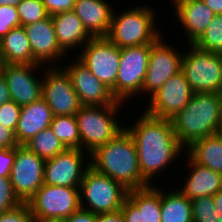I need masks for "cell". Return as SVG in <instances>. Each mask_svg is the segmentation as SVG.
<instances>
[{
	"label": "cell",
	"mask_w": 222,
	"mask_h": 222,
	"mask_svg": "<svg viewBox=\"0 0 222 222\" xmlns=\"http://www.w3.org/2000/svg\"><path fill=\"white\" fill-rule=\"evenodd\" d=\"M139 118L136 124L124 129L134 140L140 172L152 185L150 180L178 159L186 148L176 137L171 120L154 117L147 112H143Z\"/></svg>",
	"instance_id": "1"
},
{
	"label": "cell",
	"mask_w": 222,
	"mask_h": 222,
	"mask_svg": "<svg viewBox=\"0 0 222 222\" xmlns=\"http://www.w3.org/2000/svg\"><path fill=\"white\" fill-rule=\"evenodd\" d=\"M90 166L128 190L151 186L142 176L132 136L124 129L90 154Z\"/></svg>",
	"instance_id": "2"
},
{
	"label": "cell",
	"mask_w": 222,
	"mask_h": 222,
	"mask_svg": "<svg viewBox=\"0 0 222 222\" xmlns=\"http://www.w3.org/2000/svg\"><path fill=\"white\" fill-rule=\"evenodd\" d=\"M222 94L193 93L188 104L171 121L176 137L185 148L216 133Z\"/></svg>",
	"instance_id": "3"
},
{
	"label": "cell",
	"mask_w": 222,
	"mask_h": 222,
	"mask_svg": "<svg viewBox=\"0 0 222 222\" xmlns=\"http://www.w3.org/2000/svg\"><path fill=\"white\" fill-rule=\"evenodd\" d=\"M146 6L126 9L120 15L113 10L106 38L118 48L153 44L162 33L156 28L154 10Z\"/></svg>",
	"instance_id": "4"
},
{
	"label": "cell",
	"mask_w": 222,
	"mask_h": 222,
	"mask_svg": "<svg viewBox=\"0 0 222 222\" xmlns=\"http://www.w3.org/2000/svg\"><path fill=\"white\" fill-rule=\"evenodd\" d=\"M120 105L124 104L82 106L79 109L75 116L81 150L91 154L124 130L125 127L116 120Z\"/></svg>",
	"instance_id": "5"
},
{
	"label": "cell",
	"mask_w": 222,
	"mask_h": 222,
	"mask_svg": "<svg viewBox=\"0 0 222 222\" xmlns=\"http://www.w3.org/2000/svg\"><path fill=\"white\" fill-rule=\"evenodd\" d=\"M79 190L81 208L96 215L120 210L129 191L91 166L85 172Z\"/></svg>",
	"instance_id": "6"
},
{
	"label": "cell",
	"mask_w": 222,
	"mask_h": 222,
	"mask_svg": "<svg viewBox=\"0 0 222 222\" xmlns=\"http://www.w3.org/2000/svg\"><path fill=\"white\" fill-rule=\"evenodd\" d=\"M189 46V53L183 52L181 70L192 92L222 94V54Z\"/></svg>",
	"instance_id": "7"
},
{
	"label": "cell",
	"mask_w": 222,
	"mask_h": 222,
	"mask_svg": "<svg viewBox=\"0 0 222 222\" xmlns=\"http://www.w3.org/2000/svg\"><path fill=\"white\" fill-rule=\"evenodd\" d=\"M152 44L120 48V62L113 97L122 103L142 93Z\"/></svg>",
	"instance_id": "8"
},
{
	"label": "cell",
	"mask_w": 222,
	"mask_h": 222,
	"mask_svg": "<svg viewBox=\"0 0 222 222\" xmlns=\"http://www.w3.org/2000/svg\"><path fill=\"white\" fill-rule=\"evenodd\" d=\"M33 218L64 220L81 208L76 187L43 184L27 202Z\"/></svg>",
	"instance_id": "9"
},
{
	"label": "cell",
	"mask_w": 222,
	"mask_h": 222,
	"mask_svg": "<svg viewBox=\"0 0 222 222\" xmlns=\"http://www.w3.org/2000/svg\"><path fill=\"white\" fill-rule=\"evenodd\" d=\"M83 47L77 58L112 90L119 68L120 48L106 37H92Z\"/></svg>",
	"instance_id": "10"
},
{
	"label": "cell",
	"mask_w": 222,
	"mask_h": 222,
	"mask_svg": "<svg viewBox=\"0 0 222 222\" xmlns=\"http://www.w3.org/2000/svg\"><path fill=\"white\" fill-rule=\"evenodd\" d=\"M52 66L48 64L49 69L42 76V98L49 105L53 116L75 115L82 104L71 79L62 67L57 64L56 67Z\"/></svg>",
	"instance_id": "11"
},
{
	"label": "cell",
	"mask_w": 222,
	"mask_h": 222,
	"mask_svg": "<svg viewBox=\"0 0 222 222\" xmlns=\"http://www.w3.org/2000/svg\"><path fill=\"white\" fill-rule=\"evenodd\" d=\"M45 160L30 151L25 145L16 147L10 181L15 195L22 203L28 200L44 184Z\"/></svg>",
	"instance_id": "12"
},
{
	"label": "cell",
	"mask_w": 222,
	"mask_h": 222,
	"mask_svg": "<svg viewBox=\"0 0 222 222\" xmlns=\"http://www.w3.org/2000/svg\"><path fill=\"white\" fill-rule=\"evenodd\" d=\"M192 95L190 85L180 70L151 95L145 112L154 117L171 120L188 104Z\"/></svg>",
	"instance_id": "13"
},
{
	"label": "cell",
	"mask_w": 222,
	"mask_h": 222,
	"mask_svg": "<svg viewBox=\"0 0 222 222\" xmlns=\"http://www.w3.org/2000/svg\"><path fill=\"white\" fill-rule=\"evenodd\" d=\"M84 152L81 149H66L52 159L45 160L44 183L53 186L80 188L84 174L91 165L90 160L85 164V154H87L88 159H90V154Z\"/></svg>",
	"instance_id": "14"
},
{
	"label": "cell",
	"mask_w": 222,
	"mask_h": 222,
	"mask_svg": "<svg viewBox=\"0 0 222 222\" xmlns=\"http://www.w3.org/2000/svg\"><path fill=\"white\" fill-rule=\"evenodd\" d=\"M160 36L150 48L147 74L143 83L142 92L152 95L174 74L181 70L183 52H178L164 44Z\"/></svg>",
	"instance_id": "15"
},
{
	"label": "cell",
	"mask_w": 222,
	"mask_h": 222,
	"mask_svg": "<svg viewBox=\"0 0 222 222\" xmlns=\"http://www.w3.org/2000/svg\"><path fill=\"white\" fill-rule=\"evenodd\" d=\"M42 66L3 63L1 74L6 80L11 99L21 107L42 97V79L34 75Z\"/></svg>",
	"instance_id": "16"
},
{
	"label": "cell",
	"mask_w": 222,
	"mask_h": 222,
	"mask_svg": "<svg viewBox=\"0 0 222 222\" xmlns=\"http://www.w3.org/2000/svg\"><path fill=\"white\" fill-rule=\"evenodd\" d=\"M65 66L64 70L69 75L75 92L82 106L124 104L117 101L111 90L101 82L91 71L79 60Z\"/></svg>",
	"instance_id": "17"
},
{
	"label": "cell",
	"mask_w": 222,
	"mask_h": 222,
	"mask_svg": "<svg viewBox=\"0 0 222 222\" xmlns=\"http://www.w3.org/2000/svg\"><path fill=\"white\" fill-rule=\"evenodd\" d=\"M23 27L33 52L34 64L45 67V64L67 55L57 43L51 16Z\"/></svg>",
	"instance_id": "18"
},
{
	"label": "cell",
	"mask_w": 222,
	"mask_h": 222,
	"mask_svg": "<svg viewBox=\"0 0 222 222\" xmlns=\"http://www.w3.org/2000/svg\"><path fill=\"white\" fill-rule=\"evenodd\" d=\"M52 118V111L42 97L29 105L22 106L15 130L18 145H25L39 132L49 128Z\"/></svg>",
	"instance_id": "19"
},
{
	"label": "cell",
	"mask_w": 222,
	"mask_h": 222,
	"mask_svg": "<svg viewBox=\"0 0 222 222\" xmlns=\"http://www.w3.org/2000/svg\"><path fill=\"white\" fill-rule=\"evenodd\" d=\"M114 8L106 0H76L73 10L92 37H106Z\"/></svg>",
	"instance_id": "20"
},
{
	"label": "cell",
	"mask_w": 222,
	"mask_h": 222,
	"mask_svg": "<svg viewBox=\"0 0 222 222\" xmlns=\"http://www.w3.org/2000/svg\"><path fill=\"white\" fill-rule=\"evenodd\" d=\"M175 16L186 30L187 43L193 44L206 30L215 14L202 0H183L174 6Z\"/></svg>",
	"instance_id": "21"
},
{
	"label": "cell",
	"mask_w": 222,
	"mask_h": 222,
	"mask_svg": "<svg viewBox=\"0 0 222 222\" xmlns=\"http://www.w3.org/2000/svg\"><path fill=\"white\" fill-rule=\"evenodd\" d=\"M51 18L57 43L65 53L70 51L68 49L83 47L92 38L74 11L57 13Z\"/></svg>",
	"instance_id": "22"
},
{
	"label": "cell",
	"mask_w": 222,
	"mask_h": 222,
	"mask_svg": "<svg viewBox=\"0 0 222 222\" xmlns=\"http://www.w3.org/2000/svg\"><path fill=\"white\" fill-rule=\"evenodd\" d=\"M191 171L180 191L190 200L213 196L222 189V174L195 163L188 155Z\"/></svg>",
	"instance_id": "23"
},
{
	"label": "cell",
	"mask_w": 222,
	"mask_h": 222,
	"mask_svg": "<svg viewBox=\"0 0 222 222\" xmlns=\"http://www.w3.org/2000/svg\"><path fill=\"white\" fill-rule=\"evenodd\" d=\"M0 54L6 64H34L33 52L23 26L11 29L0 40Z\"/></svg>",
	"instance_id": "24"
},
{
	"label": "cell",
	"mask_w": 222,
	"mask_h": 222,
	"mask_svg": "<svg viewBox=\"0 0 222 222\" xmlns=\"http://www.w3.org/2000/svg\"><path fill=\"white\" fill-rule=\"evenodd\" d=\"M187 155L197 164L222 174V137L214 134L193 142Z\"/></svg>",
	"instance_id": "25"
},
{
	"label": "cell",
	"mask_w": 222,
	"mask_h": 222,
	"mask_svg": "<svg viewBox=\"0 0 222 222\" xmlns=\"http://www.w3.org/2000/svg\"><path fill=\"white\" fill-rule=\"evenodd\" d=\"M161 222H193L192 202L180 188L161 190Z\"/></svg>",
	"instance_id": "26"
},
{
	"label": "cell",
	"mask_w": 222,
	"mask_h": 222,
	"mask_svg": "<svg viewBox=\"0 0 222 222\" xmlns=\"http://www.w3.org/2000/svg\"><path fill=\"white\" fill-rule=\"evenodd\" d=\"M50 128L67 149H81L75 115L53 116Z\"/></svg>",
	"instance_id": "27"
},
{
	"label": "cell",
	"mask_w": 222,
	"mask_h": 222,
	"mask_svg": "<svg viewBox=\"0 0 222 222\" xmlns=\"http://www.w3.org/2000/svg\"><path fill=\"white\" fill-rule=\"evenodd\" d=\"M25 146L43 160L52 159L57 154L62 153L67 149L55 136L50 127L39 132L29 140Z\"/></svg>",
	"instance_id": "28"
},
{
	"label": "cell",
	"mask_w": 222,
	"mask_h": 222,
	"mask_svg": "<svg viewBox=\"0 0 222 222\" xmlns=\"http://www.w3.org/2000/svg\"><path fill=\"white\" fill-rule=\"evenodd\" d=\"M193 45L203 51L222 54V14L214 16Z\"/></svg>",
	"instance_id": "29"
},
{
	"label": "cell",
	"mask_w": 222,
	"mask_h": 222,
	"mask_svg": "<svg viewBox=\"0 0 222 222\" xmlns=\"http://www.w3.org/2000/svg\"><path fill=\"white\" fill-rule=\"evenodd\" d=\"M120 210L126 222H146L145 188L129 190Z\"/></svg>",
	"instance_id": "30"
},
{
	"label": "cell",
	"mask_w": 222,
	"mask_h": 222,
	"mask_svg": "<svg viewBox=\"0 0 222 222\" xmlns=\"http://www.w3.org/2000/svg\"><path fill=\"white\" fill-rule=\"evenodd\" d=\"M16 8L20 18V26L44 20L49 16L42 0H23Z\"/></svg>",
	"instance_id": "31"
},
{
	"label": "cell",
	"mask_w": 222,
	"mask_h": 222,
	"mask_svg": "<svg viewBox=\"0 0 222 222\" xmlns=\"http://www.w3.org/2000/svg\"><path fill=\"white\" fill-rule=\"evenodd\" d=\"M146 222H161V188L153 185L145 188Z\"/></svg>",
	"instance_id": "32"
},
{
	"label": "cell",
	"mask_w": 222,
	"mask_h": 222,
	"mask_svg": "<svg viewBox=\"0 0 222 222\" xmlns=\"http://www.w3.org/2000/svg\"><path fill=\"white\" fill-rule=\"evenodd\" d=\"M22 202L15 195L9 177H0V214L16 208Z\"/></svg>",
	"instance_id": "33"
},
{
	"label": "cell",
	"mask_w": 222,
	"mask_h": 222,
	"mask_svg": "<svg viewBox=\"0 0 222 222\" xmlns=\"http://www.w3.org/2000/svg\"><path fill=\"white\" fill-rule=\"evenodd\" d=\"M20 26L17 8L10 5H0V40L13 28Z\"/></svg>",
	"instance_id": "34"
},
{
	"label": "cell",
	"mask_w": 222,
	"mask_h": 222,
	"mask_svg": "<svg viewBox=\"0 0 222 222\" xmlns=\"http://www.w3.org/2000/svg\"><path fill=\"white\" fill-rule=\"evenodd\" d=\"M21 106L13 100L6 102L0 106V123L14 133L19 121Z\"/></svg>",
	"instance_id": "35"
},
{
	"label": "cell",
	"mask_w": 222,
	"mask_h": 222,
	"mask_svg": "<svg viewBox=\"0 0 222 222\" xmlns=\"http://www.w3.org/2000/svg\"><path fill=\"white\" fill-rule=\"evenodd\" d=\"M33 215L27 203L0 214V222H33Z\"/></svg>",
	"instance_id": "36"
},
{
	"label": "cell",
	"mask_w": 222,
	"mask_h": 222,
	"mask_svg": "<svg viewBox=\"0 0 222 222\" xmlns=\"http://www.w3.org/2000/svg\"><path fill=\"white\" fill-rule=\"evenodd\" d=\"M192 202V215L193 216H209L220 214L214 204L213 196H202L191 200Z\"/></svg>",
	"instance_id": "37"
},
{
	"label": "cell",
	"mask_w": 222,
	"mask_h": 222,
	"mask_svg": "<svg viewBox=\"0 0 222 222\" xmlns=\"http://www.w3.org/2000/svg\"><path fill=\"white\" fill-rule=\"evenodd\" d=\"M16 155V147L0 148V177H9L14 159Z\"/></svg>",
	"instance_id": "38"
},
{
	"label": "cell",
	"mask_w": 222,
	"mask_h": 222,
	"mask_svg": "<svg viewBox=\"0 0 222 222\" xmlns=\"http://www.w3.org/2000/svg\"><path fill=\"white\" fill-rule=\"evenodd\" d=\"M76 0H42L49 16L72 11Z\"/></svg>",
	"instance_id": "39"
},
{
	"label": "cell",
	"mask_w": 222,
	"mask_h": 222,
	"mask_svg": "<svg viewBox=\"0 0 222 222\" xmlns=\"http://www.w3.org/2000/svg\"><path fill=\"white\" fill-rule=\"evenodd\" d=\"M17 146L15 133L0 123V148H14Z\"/></svg>",
	"instance_id": "40"
},
{
	"label": "cell",
	"mask_w": 222,
	"mask_h": 222,
	"mask_svg": "<svg viewBox=\"0 0 222 222\" xmlns=\"http://www.w3.org/2000/svg\"><path fill=\"white\" fill-rule=\"evenodd\" d=\"M96 217L97 215L91 211L80 208L64 219L63 222H96Z\"/></svg>",
	"instance_id": "41"
},
{
	"label": "cell",
	"mask_w": 222,
	"mask_h": 222,
	"mask_svg": "<svg viewBox=\"0 0 222 222\" xmlns=\"http://www.w3.org/2000/svg\"><path fill=\"white\" fill-rule=\"evenodd\" d=\"M96 222H126L121 210L97 214Z\"/></svg>",
	"instance_id": "42"
},
{
	"label": "cell",
	"mask_w": 222,
	"mask_h": 222,
	"mask_svg": "<svg viewBox=\"0 0 222 222\" xmlns=\"http://www.w3.org/2000/svg\"><path fill=\"white\" fill-rule=\"evenodd\" d=\"M10 91L7 86L6 80L2 74H0V106L6 102L11 101Z\"/></svg>",
	"instance_id": "43"
},
{
	"label": "cell",
	"mask_w": 222,
	"mask_h": 222,
	"mask_svg": "<svg viewBox=\"0 0 222 222\" xmlns=\"http://www.w3.org/2000/svg\"><path fill=\"white\" fill-rule=\"evenodd\" d=\"M215 15L222 14V0H202Z\"/></svg>",
	"instance_id": "44"
},
{
	"label": "cell",
	"mask_w": 222,
	"mask_h": 222,
	"mask_svg": "<svg viewBox=\"0 0 222 222\" xmlns=\"http://www.w3.org/2000/svg\"><path fill=\"white\" fill-rule=\"evenodd\" d=\"M193 222H222V214L209 216H193Z\"/></svg>",
	"instance_id": "45"
},
{
	"label": "cell",
	"mask_w": 222,
	"mask_h": 222,
	"mask_svg": "<svg viewBox=\"0 0 222 222\" xmlns=\"http://www.w3.org/2000/svg\"><path fill=\"white\" fill-rule=\"evenodd\" d=\"M214 204L217 207L216 211L222 214V189H220L215 195H213Z\"/></svg>",
	"instance_id": "46"
},
{
	"label": "cell",
	"mask_w": 222,
	"mask_h": 222,
	"mask_svg": "<svg viewBox=\"0 0 222 222\" xmlns=\"http://www.w3.org/2000/svg\"><path fill=\"white\" fill-rule=\"evenodd\" d=\"M23 0H0V5H10L16 7L20 4Z\"/></svg>",
	"instance_id": "47"
},
{
	"label": "cell",
	"mask_w": 222,
	"mask_h": 222,
	"mask_svg": "<svg viewBox=\"0 0 222 222\" xmlns=\"http://www.w3.org/2000/svg\"><path fill=\"white\" fill-rule=\"evenodd\" d=\"M215 134L222 137V105L220 109L219 123Z\"/></svg>",
	"instance_id": "48"
},
{
	"label": "cell",
	"mask_w": 222,
	"mask_h": 222,
	"mask_svg": "<svg viewBox=\"0 0 222 222\" xmlns=\"http://www.w3.org/2000/svg\"><path fill=\"white\" fill-rule=\"evenodd\" d=\"M33 222H63V220H53V219H50V220H41V219H36V218H34V219H33Z\"/></svg>",
	"instance_id": "49"
},
{
	"label": "cell",
	"mask_w": 222,
	"mask_h": 222,
	"mask_svg": "<svg viewBox=\"0 0 222 222\" xmlns=\"http://www.w3.org/2000/svg\"><path fill=\"white\" fill-rule=\"evenodd\" d=\"M2 65H3V61H2V58H1V54H0V74H1V71H2Z\"/></svg>",
	"instance_id": "50"
},
{
	"label": "cell",
	"mask_w": 222,
	"mask_h": 222,
	"mask_svg": "<svg viewBox=\"0 0 222 222\" xmlns=\"http://www.w3.org/2000/svg\"><path fill=\"white\" fill-rule=\"evenodd\" d=\"M173 1V4L176 5L177 3H179L180 1H183V0H172Z\"/></svg>",
	"instance_id": "51"
}]
</instances>
